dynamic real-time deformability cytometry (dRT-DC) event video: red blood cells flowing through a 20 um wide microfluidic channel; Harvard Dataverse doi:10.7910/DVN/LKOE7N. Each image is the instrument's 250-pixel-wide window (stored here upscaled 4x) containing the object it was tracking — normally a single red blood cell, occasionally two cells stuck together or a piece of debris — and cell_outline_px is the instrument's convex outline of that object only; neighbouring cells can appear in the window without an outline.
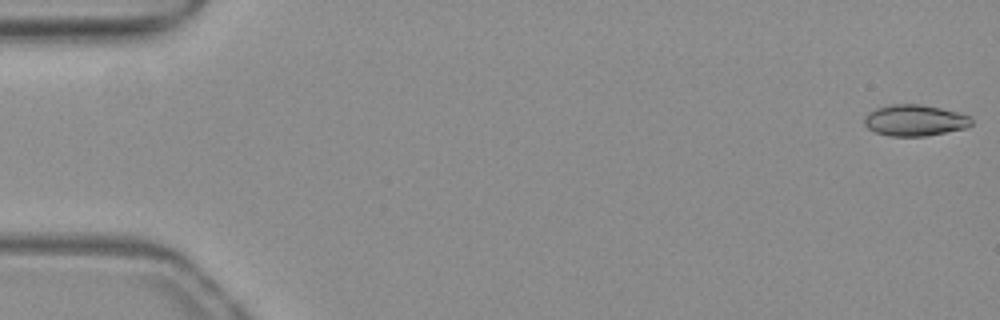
{"species": "common noctule bat (a hibernating species)", "species_latin": "Nyctalus noctula", "temperature_condition": "warm", "stored_images_in_passage": 53, "camera_frame_rate_fps": 3000, "um_per_image_px": 0.085, "animal": {"sex": "female", "body_mass_g": 19.3, "forearm_length_mm": 54.1}, "frame": {"image": 1, "passage_image": 1, "time_ms": 0.0, "image_size_px": [1000, 320], "cell_outline_px": [[972, 124], [968, 128], [924, 136], [888, 136], [876, 132], [868, 128], [864, 124], [864, 116], [868, 112], [876, 108], [892, 104], [920, 104], [940, 108], [972, 116]], "centroid_in_image_um": [77.76, 10.23], "position_along_channel_um": 7.2, "area_um2": 19.59}}
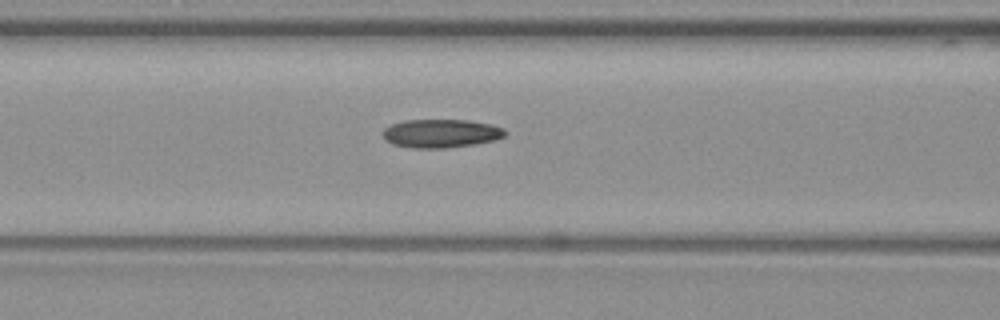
{"frame": {"image": 2, "passage_image": 22, "time_ms": 7.0, "image_size_px": [1000, 320], "cell_outline_px": [[508, 132], [504, 136], [496, 140], [476, 144], [448, 148], [412, 148], [392, 144], [384, 140], [380, 132], [384, 128], [392, 124], [404, 120], [468, 120], [492, 124], [504, 128]], "centroid_in_image_um": [37.48, 11.34], "position_along_channel_um": 129.1, "area_um2": 20.69}}
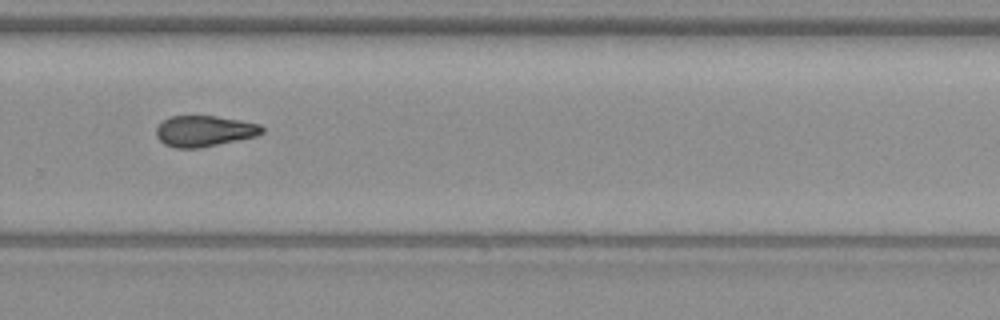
{"frame": {"image": 3, "passage_image": 36, "time_ms": 11.667, "image_size_px": [1000, 320], "cell_outline_px": [[264, 132], [256, 136], [200, 148], [176, 148], [164, 144], [156, 136], [156, 128], [168, 116], [216, 116], [240, 120], [260, 124], [264, 128]], "centroid_in_image_um": [17.37, 11.14], "position_along_channel_um": 312.4, "area_um2": 19.07}, "authors_computed_cell_mechanics": {"area_um2": 19.5364, "velocity_mm_per_s": 3.935, "shape_relaxation_time_tau1_ms": null, "shape_relaxation_time_tau2_ms": 6.5733, "deformation_change_tau1": null, "deformation_change_tau2": 0.1431}}